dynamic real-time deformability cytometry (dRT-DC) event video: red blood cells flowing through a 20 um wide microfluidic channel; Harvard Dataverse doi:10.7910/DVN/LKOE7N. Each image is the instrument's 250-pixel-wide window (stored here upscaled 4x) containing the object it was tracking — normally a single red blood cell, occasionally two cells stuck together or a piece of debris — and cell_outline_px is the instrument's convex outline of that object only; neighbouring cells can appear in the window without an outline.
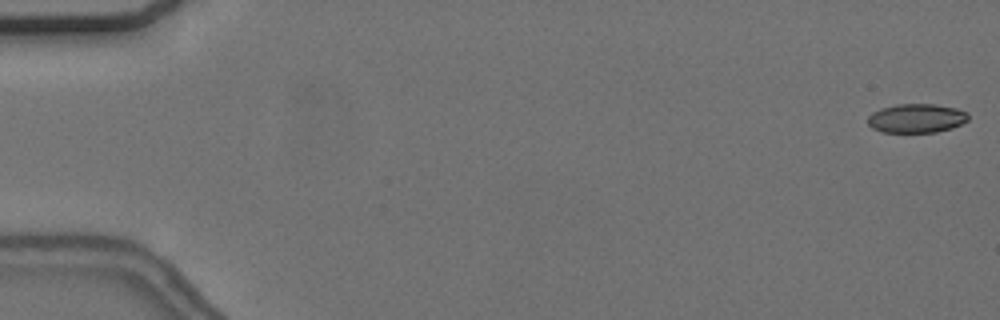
{"species": "common noctule bat (a hibernating species)", "species_latin": "Nyctalus noctula", "temperature_condition": "cold", "stored_images_in_passage": 49, "camera_frame_rate_fps": 3000, "um_per_image_px": 0.085, "animal": {"sex": "female", "body_mass_g": 24.6, "forearm_length_mm": 56.2}, "frame": {"image": 1, "passage_image": 1, "time_ms": 0.0, "image_size_px": [1000, 320], "cell_outline_px": [[968, 120], [952, 128], [936, 132], [884, 132], [872, 128], [868, 124], [868, 116], [872, 112], [880, 108], [896, 104], [936, 104], [956, 108], [968, 112]], "centroid_in_image_um": [77.89, 10.04], "position_along_channel_um": 7.1, "area_um2": 17.05}}
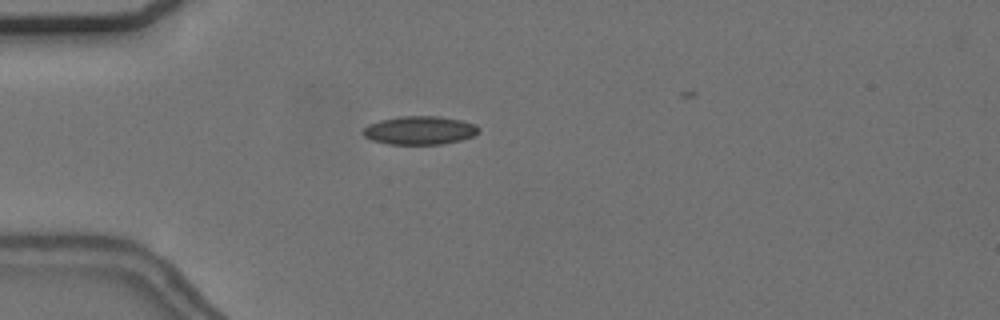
{"frame": {"image": 2, "passage_image": 16, "time_ms": 5.0, "image_size_px": [1000, 320], "cell_outline_px": [[480, 132], [472, 136], [460, 140], [440, 144], [388, 144], [372, 140], [364, 136], [360, 132], [368, 124], [380, 120], [400, 116], [440, 116], [464, 120], [476, 124], [480, 128]], "centroid_in_image_um": [35.68, 11.07], "position_along_channel_um": 49.3, "area_um2": 19.36}}
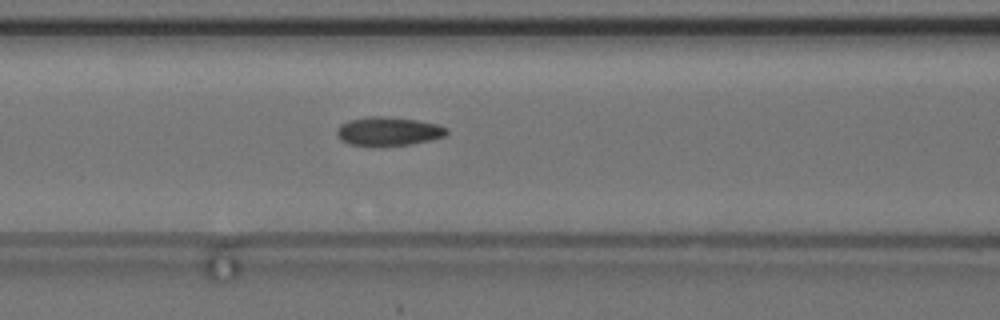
{"frame": {"image": 3, "passage_image": 24, "time_ms": 7.667, "image_size_px": [1000, 320], "cell_outline_px": [[448, 132], [444, 136], [412, 144], [380, 148], [372, 148], [348, 144], [340, 140], [336, 132], [336, 128], [340, 124], [348, 120], [368, 116], [384, 116], [416, 120], [436, 124], [448, 128]], "centroid_in_image_um": [32.93, 11.19], "position_along_channel_um": 133.7, "area_um2": 19.02}}